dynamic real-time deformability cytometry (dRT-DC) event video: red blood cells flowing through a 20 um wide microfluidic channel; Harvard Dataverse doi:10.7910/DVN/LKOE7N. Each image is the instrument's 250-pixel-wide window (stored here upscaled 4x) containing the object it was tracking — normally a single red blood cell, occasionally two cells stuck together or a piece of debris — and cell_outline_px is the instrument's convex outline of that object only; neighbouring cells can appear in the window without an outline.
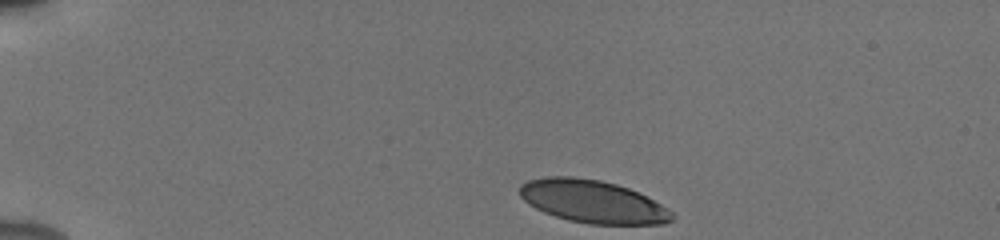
{"species": "human", "species_latin": "Homo sapiens", "temperature_condition": "cold", "stored_images_in_passage": 38, "camera_frame_rate_fps": 3000, "um_per_image_px": 0.085, "donor": {"sex": "male"}, "frame": {"image": 1, "passage_image": 1, "time_ms": 0.0, "image_size_px": [1000, 240], "cell_outline_px": [[676, 216], [672, 220], [664, 224], [588, 224], [568, 220], [544, 212], [528, 204], [520, 196], [520, 184], [528, 180], [548, 176], [572, 176], [600, 180], [616, 184], [628, 188], [668, 208]], "centroid_in_image_um": [50.36, 17.13], "position_along_channel_um": 34.6, "area_um2": 37.86}}
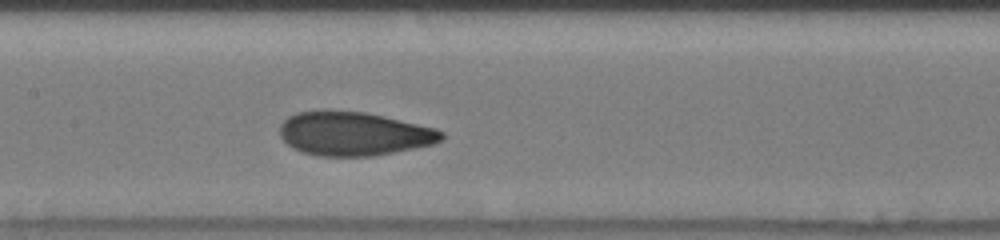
{"frame": {"image": 2, "passage_image": 18, "time_ms": 5.667, "image_size_px": [1000, 240], "cell_outline_px": [[444, 140], [432, 144], [372, 156], [316, 156], [292, 148], [280, 136], [280, 124], [288, 116], [296, 112], [324, 108], [364, 112], [384, 116], [436, 128], [444, 132]], "centroid_in_image_um": [30.04, 11.33], "position_along_channel_um": 177.4, "area_um2": 41.73}}
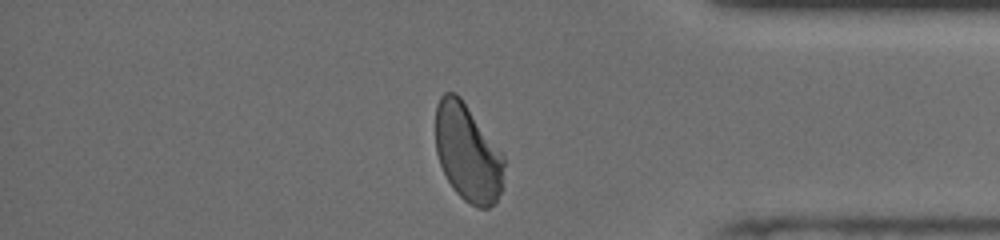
{"frame": {"image": 3, "passage_image": 36, "time_ms": 11.667, "image_size_px": [1000, 240], "cell_outline_px": [[504, 164], [500, 192], [496, 204], [488, 208], [476, 208], [464, 200], [456, 192], [448, 180], [440, 164], [436, 152], [436, 104], [440, 96], [444, 92], [456, 92], [460, 96], [504, 156]], "centroid_in_image_um": [39.74, 13.0], "position_along_channel_um": 395.5, "area_um2": 38.73}, "authors_computed_cell_mechanics": {"area_um2": 40.4889, "velocity_mm_per_s": 3.8691, "shape_relaxation_time_tau1_ms": 3.2294, "shape_relaxation_time_tau2_ms": 0.933, "deformation_change_tau1": 0.1577, "deformation_change_tau2": 0.0647}}